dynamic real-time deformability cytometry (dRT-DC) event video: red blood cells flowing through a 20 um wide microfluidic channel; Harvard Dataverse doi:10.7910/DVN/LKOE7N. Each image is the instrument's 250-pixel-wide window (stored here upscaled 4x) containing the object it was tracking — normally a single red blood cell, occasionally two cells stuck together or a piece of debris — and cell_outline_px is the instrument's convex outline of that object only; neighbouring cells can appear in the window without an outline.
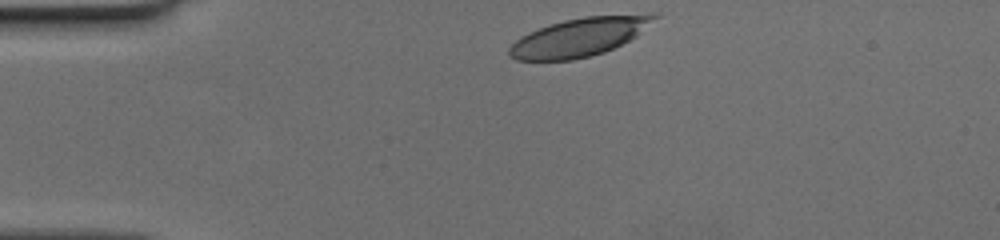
{"species": "human", "species_latin": "Homo sapiens", "temperature_condition": "cold", "stored_images_in_passage": 33, "camera_frame_rate_fps": 3000, "um_per_image_px": 0.085, "donor": {"sex": "female"}, "frame": {"image": 1, "passage_image": 1, "time_ms": 0.0, "image_size_px": [1000, 240], "cell_outline_px": [[660, 16], [636, 36], [604, 52], [572, 60], [516, 60], [508, 56], [508, 48], [516, 40], [548, 24], [564, 20], [584, 16], [652, 12], [660, 12]], "centroid_in_image_um": [49.32, 3.12], "position_along_channel_um": 35.7, "area_um2": 32.6}}